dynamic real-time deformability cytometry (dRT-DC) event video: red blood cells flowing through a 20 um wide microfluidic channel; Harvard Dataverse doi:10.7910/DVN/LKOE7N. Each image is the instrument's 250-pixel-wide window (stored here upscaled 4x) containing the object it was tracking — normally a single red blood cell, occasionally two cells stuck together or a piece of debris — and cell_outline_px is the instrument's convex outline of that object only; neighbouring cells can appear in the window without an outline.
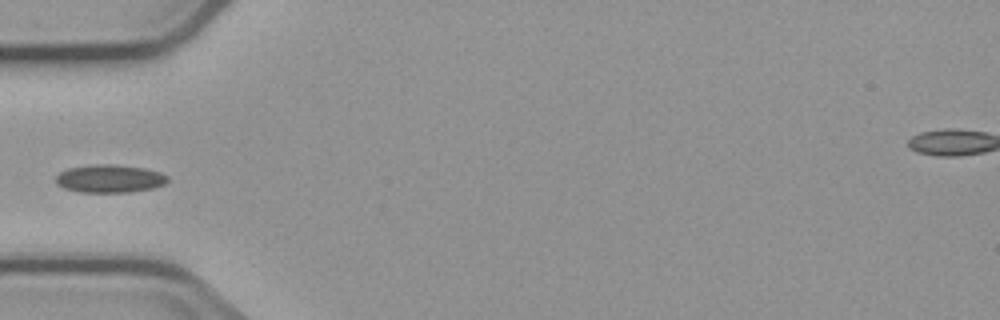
{"species": "common noctule bat (a hibernating species)", "species_latin": "Nyctalus noctula", "temperature_condition": "cold", "stored_images_in_passage": 6, "camera_frame_rate_fps": 3000, "um_per_image_px": 0.085, "animal": {"sex": "male", "body_mass_g": 23.1, "forearm_length_mm": 52.7}, "frame": {"image": 1, "passage_image": 5, "time_ms": 4.667, "image_size_px": [1000, 320], "cell_outline_px": [[168, 180], [164, 184], [152, 188], [132, 192], [80, 192], [64, 188], [56, 184], [56, 176], [60, 172], [68, 168], [100, 164], [108, 164], [144, 168], [160, 172], [168, 176]], "centroid_in_image_um": [9.32, 15.19], "position_along_channel_um": 75.7, "area_um2": 18.09}}
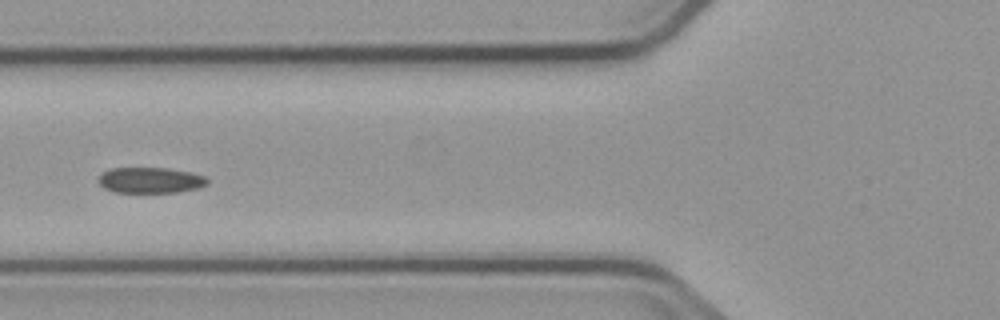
{"frame": {"image": 2, "passage_image": 6, "time_ms": 5.667, "image_size_px": [1000, 320], "cell_outline_px": [[208, 184], [200, 188], [176, 192], [112, 192], [104, 188], [96, 180], [100, 172], [112, 168], [168, 168], [188, 172], [204, 176], [208, 180]], "centroid_in_image_um": [12.73, 15.32], "position_along_channel_um": 113.1, "area_um2": 16.47}}